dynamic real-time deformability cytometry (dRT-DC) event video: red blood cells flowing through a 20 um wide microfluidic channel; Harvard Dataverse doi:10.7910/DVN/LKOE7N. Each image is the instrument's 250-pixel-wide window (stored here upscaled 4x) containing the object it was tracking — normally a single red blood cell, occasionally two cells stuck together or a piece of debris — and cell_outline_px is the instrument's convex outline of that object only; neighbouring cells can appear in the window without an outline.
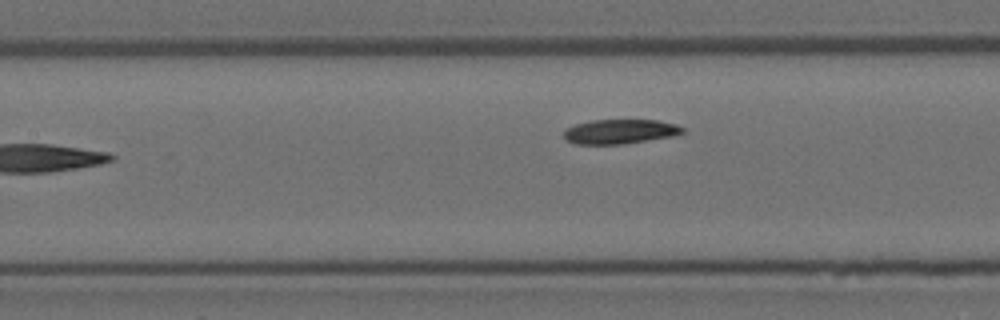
{"species": "Egyptian fruit bat (a non-hibernating species)", "species_latin": "Rousettus aegyptiacus", "temperature_condition": "room temperature", "stored_images_in_passage": 8, "camera_frame_rate_fps": 3000, "um_per_image_px": 0.085, "animal": {"sex": "female"}, "frame": {"image": 1, "passage_image": 7, "time_ms": 2.0, "image_size_px": [1000, 320], "cell_outline_px": [[684, 132], [672, 136], [624, 144], [576, 144], [568, 140], [564, 136], [564, 132], [568, 128], [576, 124], [592, 120], [656, 120], [676, 124], [684, 128]], "centroid_in_image_um": [52.72, 11.18], "position_along_channel_um": 154.7, "area_um2": 16.76}}
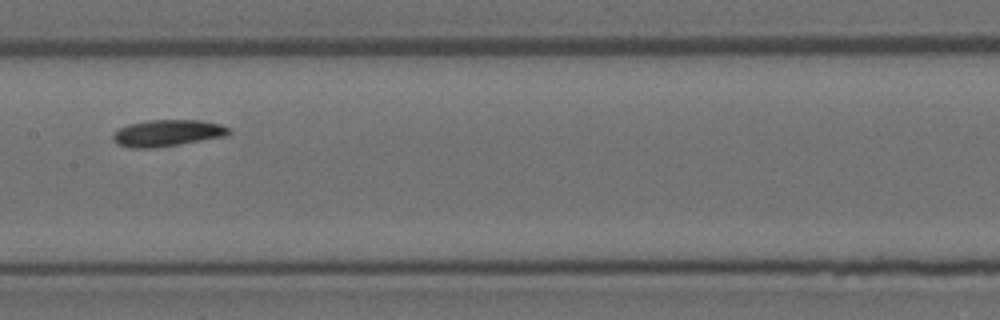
{"frame": {"image": 2, "passage_image": 8, "time_ms": 2.333, "image_size_px": [1000, 320], "cell_outline_px": [[232, 132], [224, 136], [180, 144], [152, 148], [132, 148], [116, 144], [112, 140], [112, 136], [120, 128], [128, 124], [148, 120], [200, 120], [220, 124], [228, 128]], "centroid_in_image_um": [14.2, 11.31], "position_along_channel_um": 193.2, "area_um2": 17.86}}